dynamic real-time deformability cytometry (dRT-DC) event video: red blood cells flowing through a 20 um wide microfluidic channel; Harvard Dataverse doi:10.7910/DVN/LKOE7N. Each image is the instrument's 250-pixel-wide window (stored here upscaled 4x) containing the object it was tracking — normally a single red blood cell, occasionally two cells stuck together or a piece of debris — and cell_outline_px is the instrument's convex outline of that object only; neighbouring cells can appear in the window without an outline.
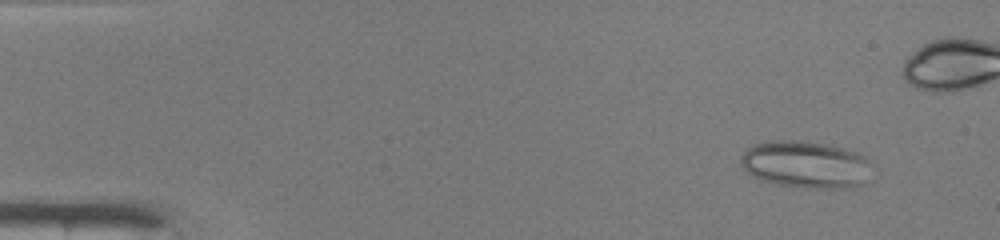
{"species": "common noctule bat (a hibernating species)", "species_latin": "Nyctalus noctula", "temperature_condition": "warm", "stored_images_in_passage": 49, "segment_of_instrument_passage": [1, 2], "camera_frame_rate_fps": 3000, "um_per_image_px": 0.085, "animal": {"sex": "male", "body_mass_g": 19.0, "forearm_length_mm": 50.8}, "frame": {"image": 1, "passage_image": 5, "time_ms": 1.333, "image_size_px": [1000, 240], "cell_outline_px": [[872, 164], [860, 184], [836, 188], [824, 188], [780, 184], [764, 180], [748, 172], [744, 168], [740, 160], [740, 156], [748, 148], [756, 144], [784, 140], [800, 140], [824, 144], [856, 152], [864, 156]], "centroid_in_image_um": [68.46, 13.95], "position_along_channel_um": 16.5, "area_um2": 34.68}}